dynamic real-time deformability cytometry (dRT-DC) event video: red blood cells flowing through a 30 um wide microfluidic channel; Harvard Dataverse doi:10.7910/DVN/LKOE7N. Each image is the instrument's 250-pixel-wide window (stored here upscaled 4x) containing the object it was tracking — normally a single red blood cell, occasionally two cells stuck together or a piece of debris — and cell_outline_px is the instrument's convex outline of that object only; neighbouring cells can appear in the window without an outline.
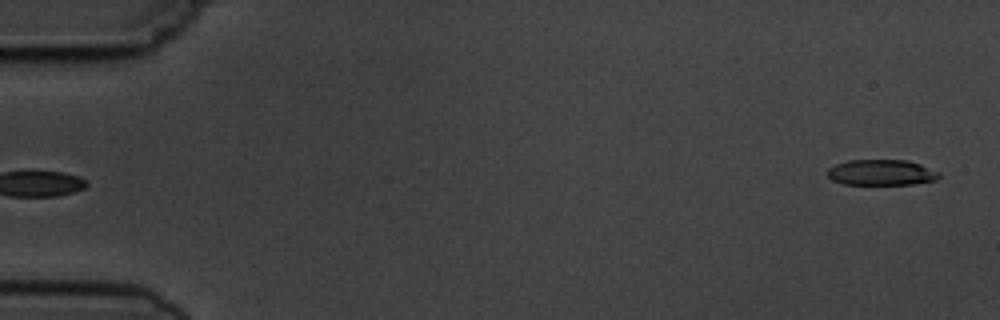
{"species": "common noctule bat (a hibernating species)", "species_latin": "Nyctalus noctula", "temperature_condition": "cold", "stored_images_in_passage": 4, "segment_of_instrument_passage": [2, 2], "camera_frame_rate_fps": 3000, "um_per_image_px": 0.085, "animal": {"sex": "male", "body_mass_g": 19.5, "forearm_length_mm": 54.6}, "frame": {"image": 1, "passage_image": 4, "time_ms": 4.667, "image_size_px": [1000, 320], "cell_outline_px": [[940, 176], [936, 180], [912, 184], [844, 184], [832, 180], [828, 176], [828, 168], [836, 164], [848, 160], [908, 160], [920, 164], [940, 172]], "centroid_in_image_um": [74.93, 14.66], "position_along_channel_um": 10.1, "area_um2": 16.7}}